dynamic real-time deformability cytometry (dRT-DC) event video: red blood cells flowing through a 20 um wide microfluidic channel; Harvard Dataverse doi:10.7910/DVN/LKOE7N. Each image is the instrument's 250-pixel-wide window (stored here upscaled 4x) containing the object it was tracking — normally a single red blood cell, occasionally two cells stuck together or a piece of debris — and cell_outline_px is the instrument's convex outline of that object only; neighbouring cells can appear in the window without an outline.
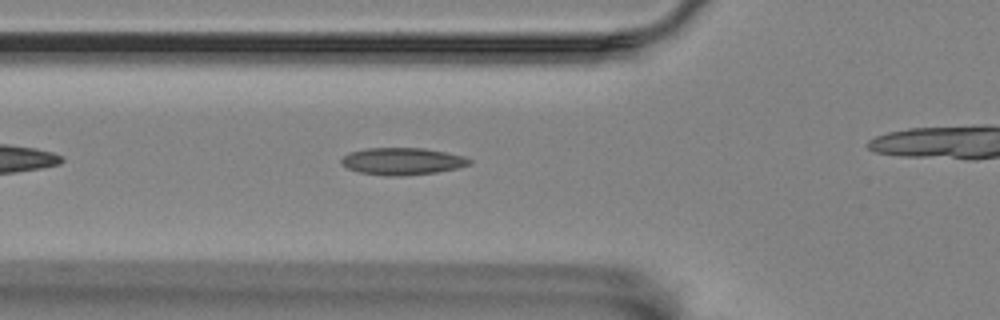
{"species": "Egyptian fruit bat (a non-hibernating species)", "species_latin": "Rousettus aegyptiacus", "temperature_condition": "room temperature", "stored_images_in_passage": 28, "camera_frame_rate_fps": 3000, "um_per_image_px": 0.085, "animal": {"sex": "female"}, "frame": {"image": 1, "passage_image": 7, "time_ms": 2.0, "image_size_px": [1000, 320], "cell_outline_px": [[472, 164], [456, 168], [436, 172], [400, 176], [384, 176], [360, 172], [348, 168], [340, 164], [340, 160], [348, 152], [364, 148], [424, 148], [464, 156], [472, 160]], "centroid_in_image_um": [34.16, 13.7], "position_along_channel_um": 91.6, "area_um2": 20.29}}
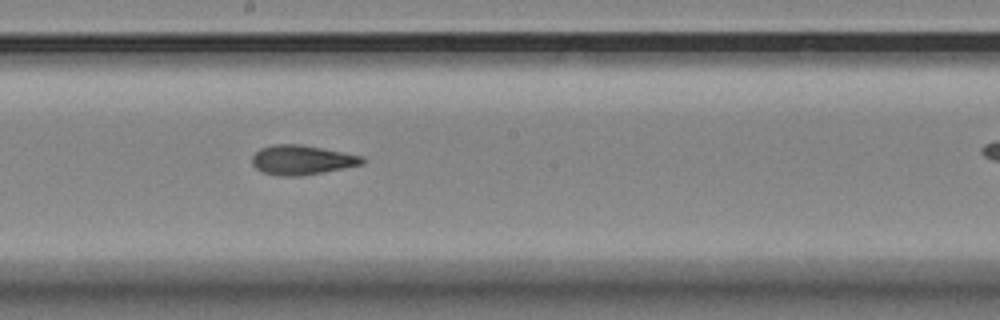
{"frame": {"image": 2, "passage_image": 18, "time_ms": 5.667, "image_size_px": [1000, 320], "cell_outline_px": [[368, 160], [364, 164], [324, 172], [300, 176], [276, 176], [260, 172], [252, 164], [252, 156], [260, 148], [272, 144], [300, 144], [364, 156]], "centroid_in_image_um": [25.66, 13.6], "position_along_channel_um": 222.5, "area_um2": 19.25}}
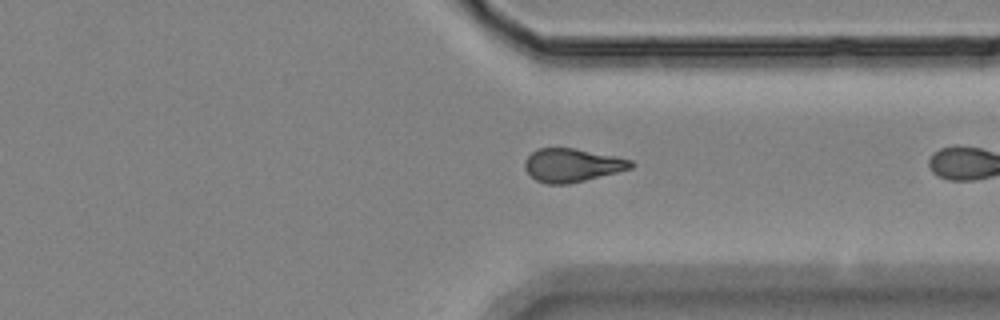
{"frame": {"image": 3, "passage_image": 27, "time_ms": 8.667, "image_size_px": [1000, 320], "cell_outline_px": [[636, 164], [632, 168], [568, 184], [548, 184], [536, 180], [524, 168], [524, 164], [528, 156], [532, 152], [540, 148], [572, 148], [616, 156], [632, 160]], "centroid_in_image_um": [48.64, 14.04], "position_along_channel_um": 362.8, "area_um2": 20.4}}